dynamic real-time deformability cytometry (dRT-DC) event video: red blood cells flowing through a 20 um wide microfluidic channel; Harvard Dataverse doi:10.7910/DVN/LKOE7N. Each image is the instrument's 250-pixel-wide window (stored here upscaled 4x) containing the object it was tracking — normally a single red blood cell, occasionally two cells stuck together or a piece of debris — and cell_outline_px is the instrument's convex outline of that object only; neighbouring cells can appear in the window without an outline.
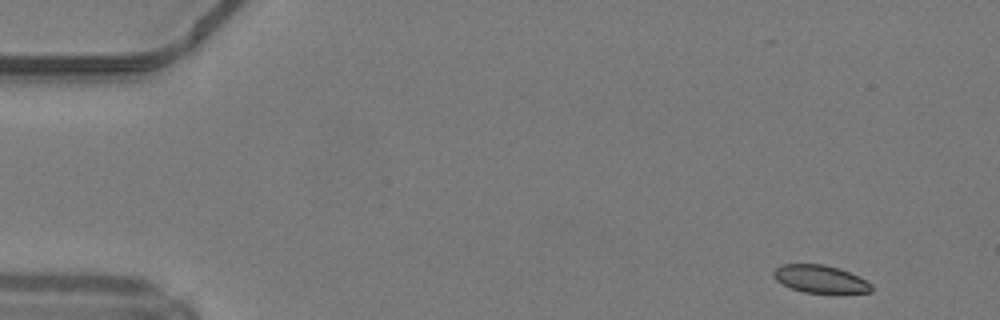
{"species": "common noctule bat (a hibernating species)", "species_latin": "Nyctalus noctula", "temperature_condition": "warm", "stored_images_in_passage": 4, "camera_frame_rate_fps": 3000, "um_per_image_px": 0.085, "animal": {"sex": "male", "body_mass_g": 19.2, "forearm_length_mm": 51.8}, "frame": {"image": 1, "passage_image": 1, "time_ms": 0.0, "image_size_px": [1000, 320], "cell_outline_px": [[872, 292], [804, 292], [792, 288], [776, 280], [772, 276], [772, 272], [780, 264], [824, 264], [848, 272], [872, 284]], "centroid_in_image_um": [69.66, 23.7], "position_along_channel_um": 15.3, "area_um2": 15.37}}